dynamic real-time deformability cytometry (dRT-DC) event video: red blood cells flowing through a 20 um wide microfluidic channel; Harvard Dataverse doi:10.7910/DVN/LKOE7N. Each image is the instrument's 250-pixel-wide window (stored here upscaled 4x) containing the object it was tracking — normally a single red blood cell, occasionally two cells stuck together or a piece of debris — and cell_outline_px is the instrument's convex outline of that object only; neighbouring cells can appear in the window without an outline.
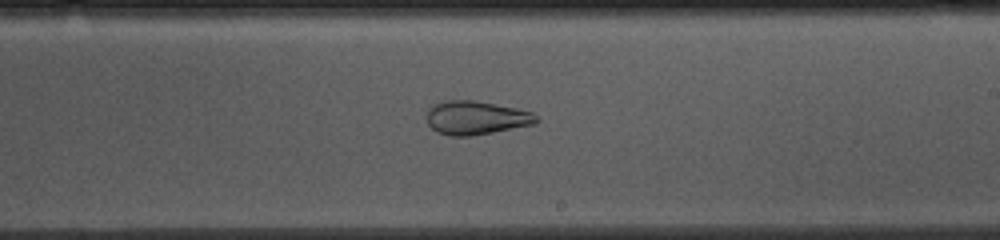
{"species": "common noctule bat (a hibernating species)", "species_latin": "Nyctalus noctula", "temperature_condition": "cold", "stored_images_in_passage": 43, "camera_frame_rate_fps": 3000, "um_per_image_px": 0.085, "animal": {"sex": "female", "body_mass_g": 10.0, "forearm_length_mm": 53.1}, "frame": {"image": 1, "passage_image": 20, "time_ms": 6.333, "image_size_px": [1000, 240], "cell_outline_px": [[540, 120], [536, 124], [492, 132], [468, 136], [448, 136], [436, 132], [428, 124], [428, 108], [432, 104], [444, 100], [472, 100], [516, 108], [532, 112], [540, 116]], "centroid_in_image_um": [40.48, 10.01], "position_along_channel_um": 248.5, "area_um2": 21.62}}
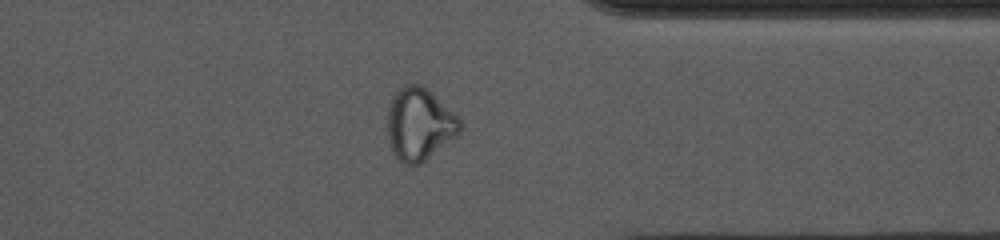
{"frame": {"image": 2, "passage_image": 31, "time_ms": 10.0, "image_size_px": [1000, 240], "cell_outline_px": [[460, 132], [456, 136], [420, 164], [404, 164], [396, 156], [388, 140], [388, 108], [392, 96], [404, 84], [420, 84], [456, 112], [460, 120]], "centroid_in_image_um": [35.65, 10.53], "position_along_channel_um": 375.7, "area_um2": 30.35}}
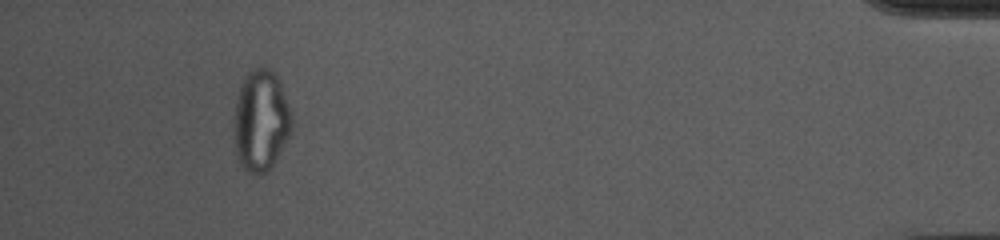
{"frame": {"image": 3, "passage_image": 39, "time_ms": 12.667, "image_size_px": [1000, 240], "cell_outline_px": [[292, 128], [272, 168], [268, 172], [260, 176], [256, 176], [248, 172], [240, 164], [236, 152], [236, 100], [240, 80], [252, 68], [272, 68], [280, 84], [292, 116]], "centroid_in_image_um": [22.18, 10.26], "position_along_channel_um": 413.0, "area_um2": 33.87}, "authors_computed_cell_mechanics": {"area_um2": 26.0678, "velocity_mm_per_s": 3.7014, "shape_relaxation_time_tau1_ms": null, "shape_relaxation_time_tau2_ms": 1.7079, "deformation_change_tau1": null, "deformation_change_tau2": 0.0771}}